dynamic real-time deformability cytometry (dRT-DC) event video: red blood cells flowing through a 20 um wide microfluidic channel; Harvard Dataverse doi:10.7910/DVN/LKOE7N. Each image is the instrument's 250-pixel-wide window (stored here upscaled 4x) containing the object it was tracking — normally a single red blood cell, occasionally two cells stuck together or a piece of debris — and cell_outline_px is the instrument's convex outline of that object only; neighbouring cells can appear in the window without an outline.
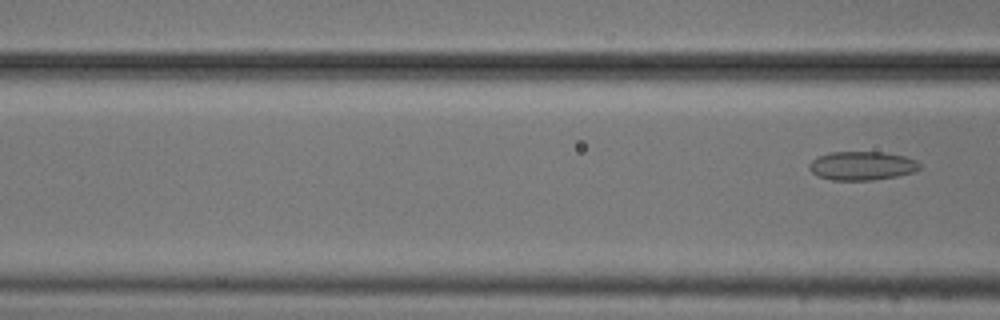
{"species": "common noctule bat (a hibernating species)", "species_latin": "Nyctalus noctula", "temperature_condition": "cold", "stored_images_in_passage": 7, "segment_of_instrument_passage": [2, 2], "camera_frame_rate_fps": 3000, "um_per_image_px": 0.085, "animal": {"sex": "male", "body_mass_g": 20.5, "forearm_length_mm": 52.5}, "frame": {"image": 1, "passage_image": 7, "time_ms": 2.0, "image_size_px": [1000, 320], "cell_outline_px": [[920, 168], [916, 172], [896, 176], [872, 180], [832, 180], [816, 176], [808, 168], [808, 164], [812, 160], [828, 152], [884, 152], [904, 156], [916, 160], [920, 164]], "centroid_in_image_um": [73.26, 14.09], "position_along_channel_um": 93.3, "area_um2": 18.61}}